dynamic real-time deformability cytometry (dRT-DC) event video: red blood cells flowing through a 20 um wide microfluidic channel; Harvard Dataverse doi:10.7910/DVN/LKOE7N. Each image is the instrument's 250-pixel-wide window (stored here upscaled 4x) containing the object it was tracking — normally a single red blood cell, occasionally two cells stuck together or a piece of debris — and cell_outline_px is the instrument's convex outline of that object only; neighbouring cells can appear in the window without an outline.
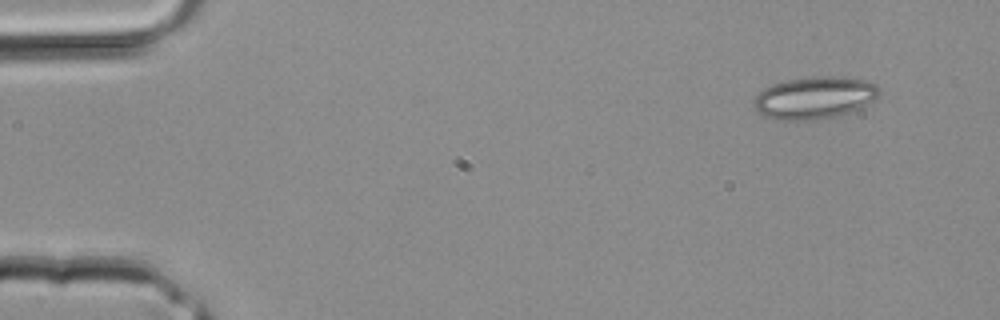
{"species": "common noctule bat (a hibernating species)", "species_latin": "Nyctalus noctula", "temperature_condition": "room temperature", "stored_images_in_passage": 3, "camera_frame_rate_fps": 3000, "um_per_image_px": 0.085, "animal": {"sex": "male", "body_mass_g": 20.4}, "frame": {"image": 1, "passage_image": 1, "time_ms": 0.0, "image_size_px": [1000, 320], "cell_outline_px": [[880, 96], [860, 108], [852, 112], [836, 116], [808, 120], [776, 120], [764, 116], [756, 112], [752, 108], [752, 104], [756, 96], [764, 88], [772, 84], [788, 80], [816, 76], [832, 76], [864, 80], [876, 84], [880, 88]], "centroid_in_image_um": [69.22, 8.32], "position_along_channel_um": 15.8, "area_um2": 31.04}}